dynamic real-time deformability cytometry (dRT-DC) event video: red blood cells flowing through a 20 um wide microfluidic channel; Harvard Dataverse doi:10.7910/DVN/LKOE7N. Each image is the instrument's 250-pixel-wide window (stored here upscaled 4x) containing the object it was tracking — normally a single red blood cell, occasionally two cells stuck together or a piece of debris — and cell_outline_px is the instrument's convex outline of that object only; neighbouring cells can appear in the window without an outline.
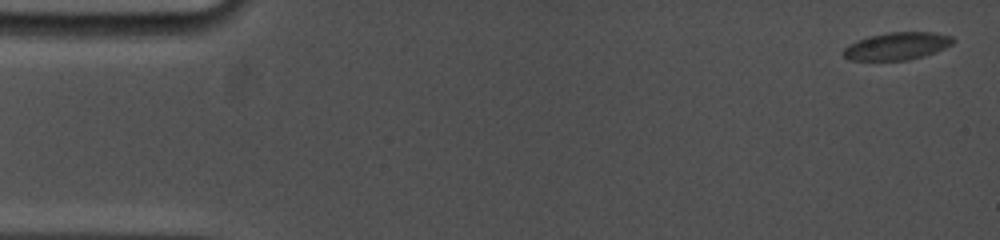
{"species": "common noctule bat (a hibernating species)", "species_latin": "Nyctalus noctula", "temperature_condition": "cold", "stored_images_in_passage": 8, "camera_frame_rate_fps": 5000, "um_per_image_px": 0.085, "animal": {"sex": "female", "body_mass_g": 19.0, "forearm_length_mm": 53.3}, "frame": {"image": 1, "passage_image": 1, "time_ms": 0.0, "image_size_px": [1000, 240], "cell_outline_px": [[956, 40], [952, 44], [936, 52], [924, 56], [908, 60], [848, 60], [840, 52], [848, 44], [856, 40], [868, 36], [888, 32], [936, 32], [952, 36]], "centroid_in_image_um": [76.23, 3.91], "position_along_channel_um": 8.8, "area_um2": 17.86}}
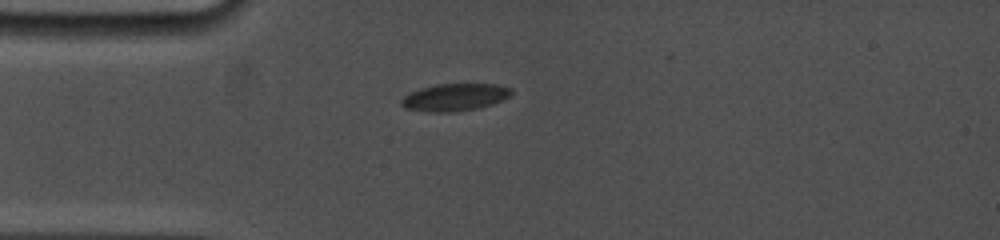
{"frame": {"image": 2, "passage_image": 7, "time_ms": 4.2, "image_size_px": [1000, 240], "cell_outline_px": [[512, 92], [504, 100], [480, 108], [452, 112], [428, 112], [404, 108], [400, 104], [400, 100], [404, 96], [420, 88], [436, 84], [496, 84], [512, 88]], "centroid_in_image_um": [38.65, 8.27], "position_along_channel_um": 46.4, "area_um2": 17.63}}